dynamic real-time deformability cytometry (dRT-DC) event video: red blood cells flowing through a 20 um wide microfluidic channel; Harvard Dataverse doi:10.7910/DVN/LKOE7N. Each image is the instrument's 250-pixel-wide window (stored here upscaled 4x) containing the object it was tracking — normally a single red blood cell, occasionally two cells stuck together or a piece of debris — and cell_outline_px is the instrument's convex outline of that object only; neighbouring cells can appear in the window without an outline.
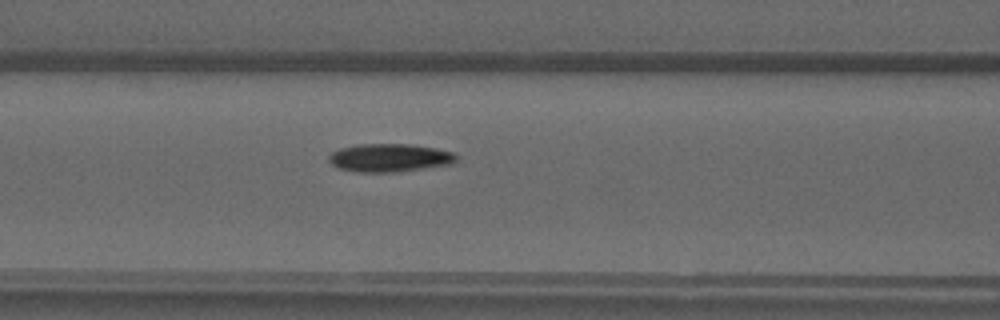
{"species": "common noctule bat (a hibernating species)", "species_latin": "Nyctalus noctula", "temperature_condition": "warm", "stored_images_in_passage": 35, "camera_frame_rate_fps": 3000, "um_per_image_px": 0.085, "animal": {"sex": "male", "forearm_length_mm": 52.5}, "frame": {"image": 1, "passage_image": 13, "time_ms": 4.0, "image_size_px": [1000, 320], "cell_outline_px": [[456, 160], [452, 164], [396, 172], [360, 172], [340, 168], [332, 164], [328, 160], [328, 156], [332, 152], [340, 148], [356, 144], [412, 144], [436, 148], [452, 152], [456, 156]], "centroid_in_image_um": [33.1, 13.4], "position_along_channel_um": 133.5, "area_um2": 20.87}}
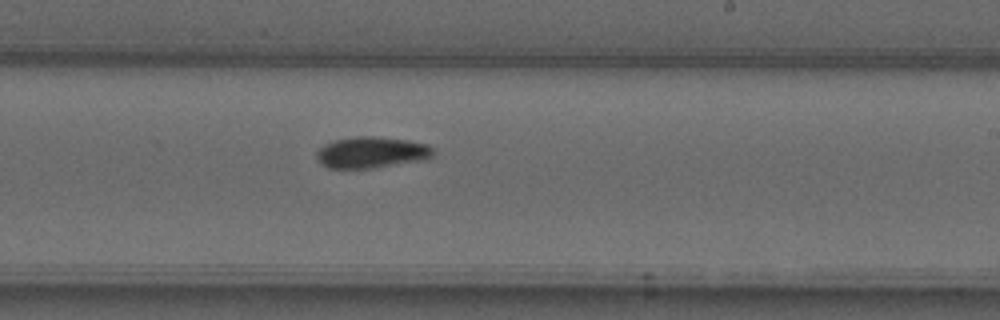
{"frame": {"image": 2, "passage_image": 22, "time_ms": 7.0, "image_size_px": [1000, 320], "cell_outline_px": [[436, 152], [428, 160], [372, 168], [328, 168], [320, 164], [316, 156], [316, 152], [324, 144], [336, 140], [356, 136], [372, 136], [408, 140], [428, 144]], "centroid_in_image_um": [31.61, 12.96], "position_along_channel_um": 257.4, "area_um2": 21.5}}
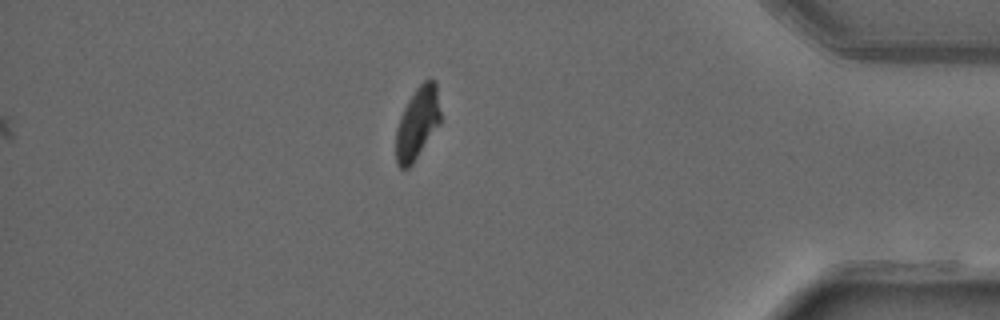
{"frame": {"image": 3, "passage_image": 35, "time_ms": 11.333, "image_size_px": [1000, 320], "cell_outline_px": [[440, 124], [412, 164], [408, 168], [400, 168], [396, 160], [396, 128], [400, 116], [408, 100], [416, 88], [428, 76], [436, 80], [440, 112]], "centroid_in_image_um": [35.49, 10.42], "position_along_channel_um": 399.7, "area_um2": 18.79}}